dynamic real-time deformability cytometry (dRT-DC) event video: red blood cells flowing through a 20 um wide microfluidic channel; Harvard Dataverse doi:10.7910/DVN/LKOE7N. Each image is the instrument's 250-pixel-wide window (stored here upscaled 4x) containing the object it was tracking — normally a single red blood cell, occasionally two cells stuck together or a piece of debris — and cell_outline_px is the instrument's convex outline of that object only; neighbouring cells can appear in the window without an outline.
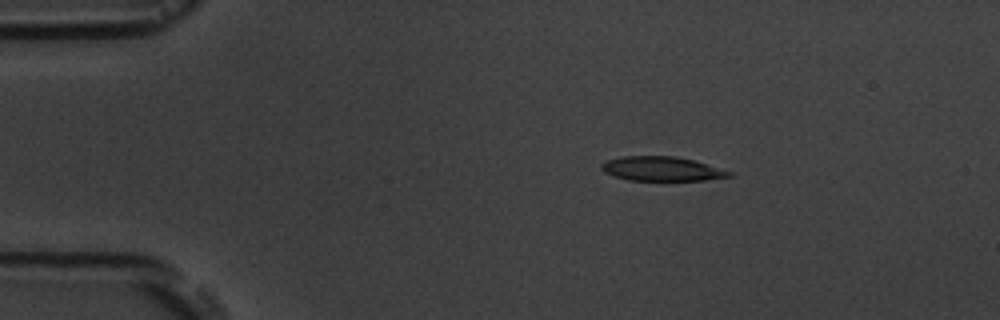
{"species": "common noctule bat (a hibernating species)", "species_latin": "Nyctalus noctula", "temperature_condition": "room temperature", "stored_images_in_passage": 3, "camera_frame_rate_fps": 3000, "um_per_image_px": 0.085, "animal": {"sex": "male", "body_mass_g": 19.5, "forearm_length_mm": 54.6}, "frame": {"image": 1, "passage_image": 1, "time_ms": 0.0, "image_size_px": [1000, 320], "cell_outline_px": [[736, 176], [704, 180], [628, 180], [604, 172], [600, 168], [600, 164], [608, 160], [624, 156], [676, 156], [692, 160], [736, 172]], "centroid_in_image_um": [56.32, 14.35], "position_along_channel_um": 28.7, "area_um2": 18.15}}
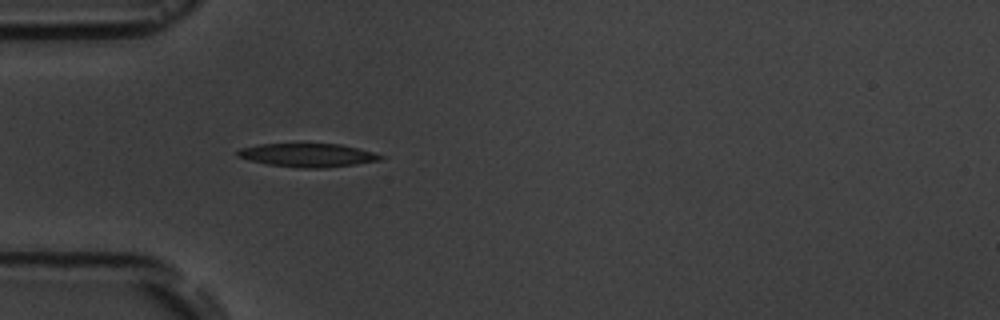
{"frame": {"image": 2, "passage_image": 3, "time_ms": 2.333, "image_size_px": [1000, 320], "cell_outline_px": [[384, 156], [380, 160], [324, 168], [300, 168], [268, 164], [236, 156], [236, 152], [240, 148], [260, 144], [304, 140], [340, 144], [372, 152]], "centroid_in_image_um": [26.09, 13.12], "position_along_channel_um": 58.9, "area_um2": 20.35}}